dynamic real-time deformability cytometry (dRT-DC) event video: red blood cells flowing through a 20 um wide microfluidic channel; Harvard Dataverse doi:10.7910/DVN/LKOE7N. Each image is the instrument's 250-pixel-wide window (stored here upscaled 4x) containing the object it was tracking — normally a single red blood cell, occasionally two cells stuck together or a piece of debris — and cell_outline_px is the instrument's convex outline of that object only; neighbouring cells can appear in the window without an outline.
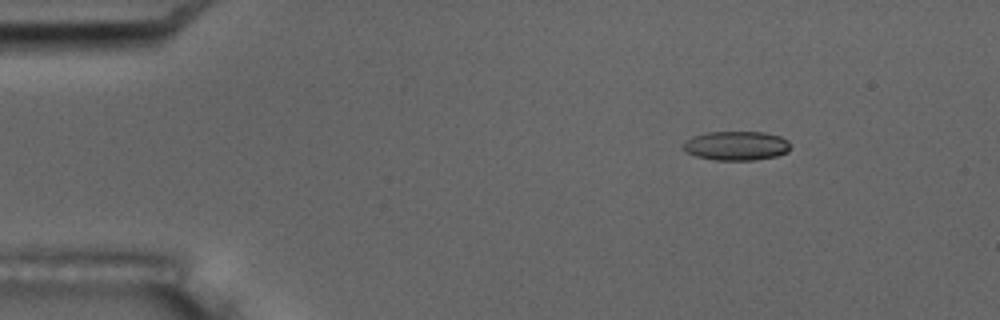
{"species": "common noctule bat (a hibernating species)", "species_latin": "Nyctalus noctula", "temperature_condition": "room temperature", "stored_images_in_passage": 3, "camera_frame_rate_fps": 3000, "um_per_image_px": 0.085, "animal": {"sex": "male", "body_mass_g": 17.5, "forearm_length_mm": 52.3}, "frame": {"image": 1, "passage_image": 1, "time_ms": 0.0, "image_size_px": [1000, 320], "cell_outline_px": [[788, 152], [776, 156], [756, 160], [716, 160], [696, 156], [684, 152], [680, 148], [684, 140], [692, 136], [708, 132], [764, 132], [780, 136], [788, 140]], "centroid_in_image_um": [62.52, 12.39], "position_along_channel_um": 22.5, "area_um2": 18.44}}